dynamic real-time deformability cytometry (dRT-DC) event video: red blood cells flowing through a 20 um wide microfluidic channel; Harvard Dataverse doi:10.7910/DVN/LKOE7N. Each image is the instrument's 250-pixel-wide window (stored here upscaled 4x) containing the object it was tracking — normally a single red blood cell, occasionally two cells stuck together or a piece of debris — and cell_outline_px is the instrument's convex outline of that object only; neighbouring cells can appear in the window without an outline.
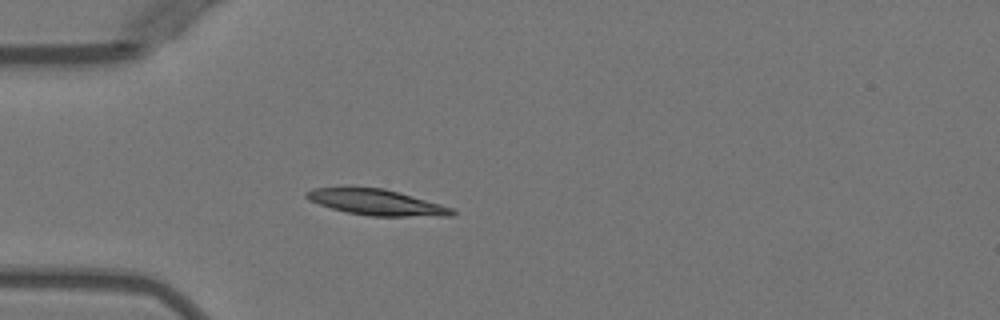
{"species": "Egyptian fruit bat (a non-hibernating species)", "species_latin": "Rousettus aegyptiacus", "temperature_condition": "warm", "stored_images_in_passage": 37, "camera_frame_rate_fps": 3000, "um_per_image_px": 0.085, "animal": {"sex": "female"}, "frame": {"image": 1, "passage_image": 1, "time_ms": 0.0, "image_size_px": [1000, 320], "cell_outline_px": [[456, 212], [452, 216], [372, 216], [348, 212], [332, 208], [308, 200], [304, 196], [304, 192], [312, 188], [352, 184], [384, 188], [400, 192], [440, 204], [452, 208]], "centroid_in_image_um": [31.9, 17.14], "position_along_channel_um": 53.1, "area_um2": 22.66}}
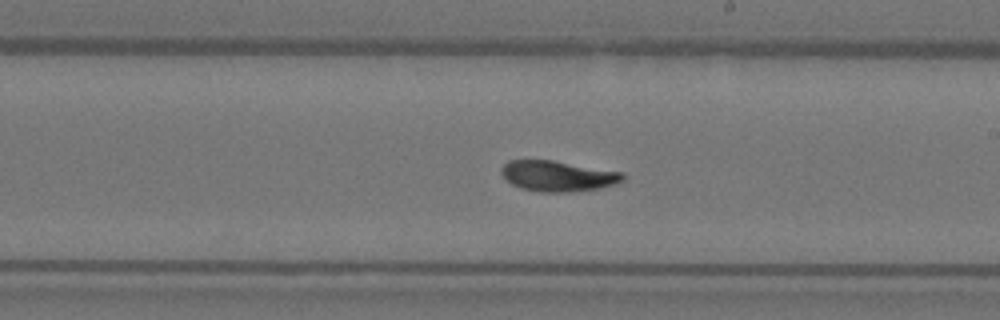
{"frame": {"image": 2, "passage_image": 16, "time_ms": 5.0, "image_size_px": [1000, 320], "cell_outline_px": [[624, 180], [616, 184], [600, 188], [568, 192], [540, 192], [520, 188], [512, 184], [500, 172], [500, 168], [508, 160], [552, 160], [624, 172]], "centroid_in_image_um": [47.42, 14.96], "position_along_channel_um": 241.6, "area_um2": 21.73}}
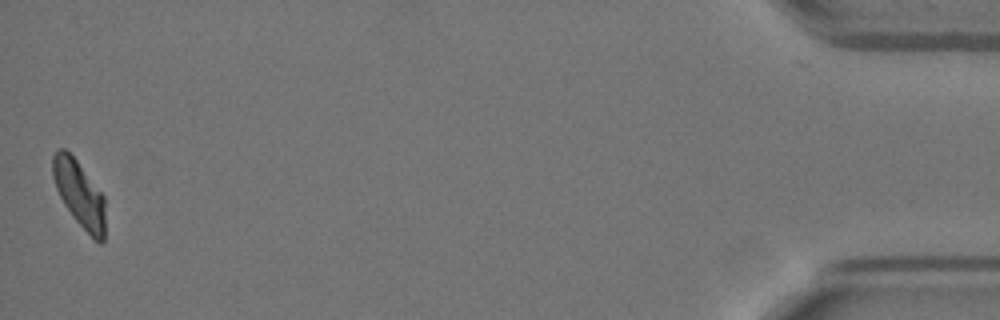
{"frame": {"image": 3, "passage_image": 37, "time_ms": 12.0, "image_size_px": [1000, 320], "cell_outline_px": [[104, 240], [100, 244], [72, 216], [64, 204], [56, 188], [52, 176], [52, 156], [60, 148], [64, 148], [76, 160], [104, 196]], "centroid_in_image_um": [6.72, 16.46], "position_along_channel_um": 428.5, "area_um2": 19.83}, "authors_computed_cell_mechanics": {"area_um2": 21.7328, "velocity_mm_per_s": 3.9627, "shape_relaxation_time_tau1_ms": 3.5411, "shape_relaxation_time_tau2_ms": 1.8823, "deformation_change_tau1": 0.172, "deformation_change_tau2": 0.0683}}